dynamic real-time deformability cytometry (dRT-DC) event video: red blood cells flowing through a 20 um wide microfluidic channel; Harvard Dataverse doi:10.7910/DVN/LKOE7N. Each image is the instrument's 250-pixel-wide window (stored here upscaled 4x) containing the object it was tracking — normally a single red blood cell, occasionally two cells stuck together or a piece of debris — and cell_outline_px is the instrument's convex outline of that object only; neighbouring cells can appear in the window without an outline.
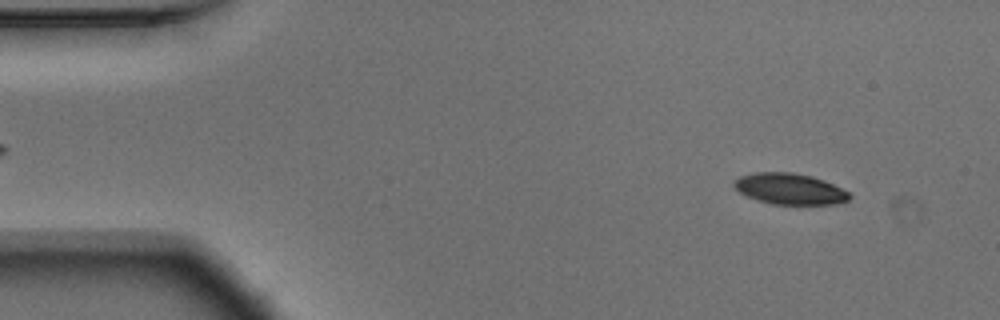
{"species": "Egyptian fruit bat (a non-hibernating species)", "species_latin": "Rousettus aegyptiacus", "temperature_condition": "warm", "stored_images_in_passage": 53, "camera_frame_rate_fps": 3000, "um_per_image_px": 0.085, "animal": {"sex": "male"}, "frame": {"image": 1, "passage_image": 5, "time_ms": 1.333, "image_size_px": [1000, 320], "cell_outline_px": [[852, 196], [848, 200], [836, 204], [772, 204], [756, 200], [740, 192], [732, 184], [732, 180], [740, 176], [756, 172], [792, 172], [812, 176], [824, 180], [852, 192]], "centroid_in_image_um": [67.15, 16.05], "position_along_channel_um": 17.8, "area_um2": 21.1}}
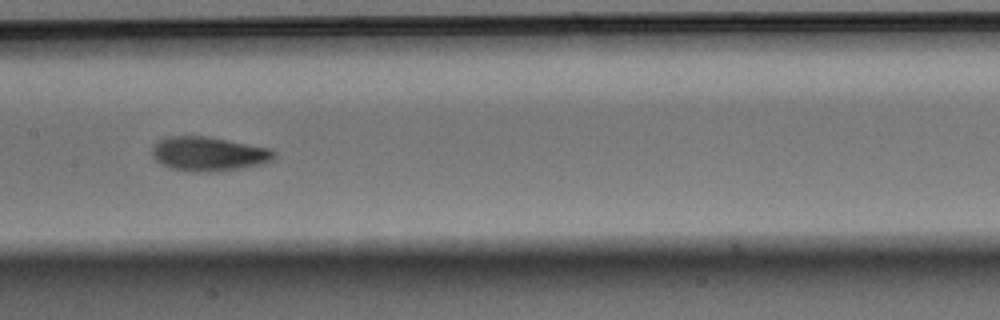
{"frame": {"image": 2, "passage_image": 26, "time_ms": 8.333, "image_size_px": [1000, 320], "cell_outline_px": [[276, 156], [272, 160], [264, 164], [244, 168], [216, 172], [188, 172], [172, 168], [156, 160], [152, 156], [152, 148], [160, 140], [168, 136], [208, 136], [272, 148], [276, 152]], "centroid_in_image_um": [17.8, 13.09], "position_along_channel_um": 189.6, "area_um2": 24.68}}
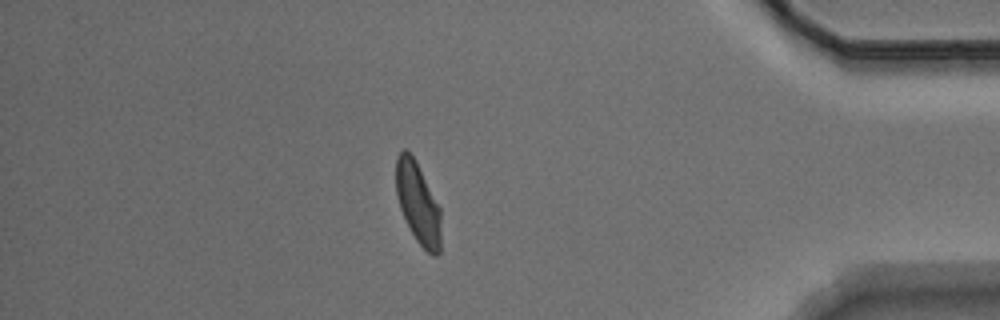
{"frame": {"image": 3, "passage_image": 46, "time_ms": 15.0, "image_size_px": [1000, 320], "cell_outline_px": [[440, 252], [436, 256], [432, 256], [416, 240], [400, 208], [396, 192], [396, 156], [404, 148], [416, 160], [440, 208]], "centroid_in_image_um": [35.52, 17.25], "position_along_channel_um": 399.7, "area_um2": 21.04}, "authors_computed_cell_mechanics": {"area_um2": 22.4264, "velocity_mm_per_s": 3.7354, "shape_relaxation_time_tau1_ms": 3.3156, "shape_relaxation_time_tau2_ms": 2.7061, "deformation_change_tau1": 0.1548, "deformation_change_tau2": 0.0613}}